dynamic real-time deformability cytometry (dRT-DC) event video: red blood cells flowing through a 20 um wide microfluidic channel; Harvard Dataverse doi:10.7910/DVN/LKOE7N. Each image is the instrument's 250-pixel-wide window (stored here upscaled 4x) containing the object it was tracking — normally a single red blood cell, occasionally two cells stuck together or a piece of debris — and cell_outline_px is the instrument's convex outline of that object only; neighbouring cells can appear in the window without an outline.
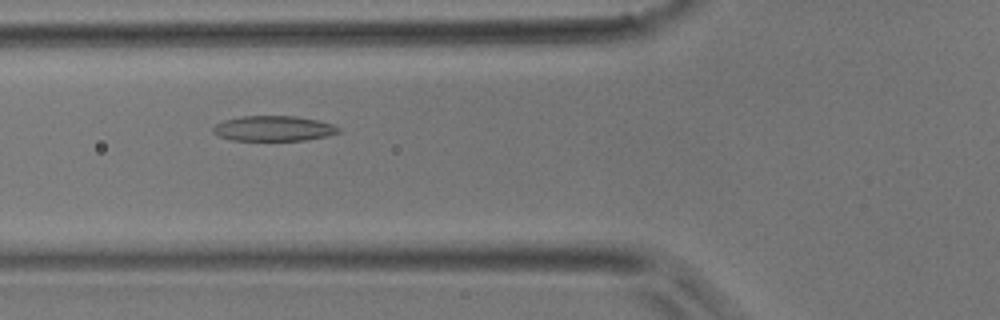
{"species": "common noctule bat (a hibernating species)", "species_latin": "Nyctalus noctula", "temperature_condition": "room temperature", "stored_images_in_passage": 38, "camera_frame_rate_fps": 3000, "um_per_image_px": 0.085, "animal": {"sex": "male", "body_mass_g": 17.9}, "frame": {"image": 1, "passage_image": 9, "time_ms": 2.667, "image_size_px": [1000, 320], "cell_outline_px": [[340, 132], [328, 136], [304, 140], [232, 140], [220, 136], [212, 132], [212, 128], [216, 124], [224, 120], [240, 116], [296, 116], [316, 120], [332, 124], [340, 128]], "centroid_in_image_um": [23.25, 10.91], "position_along_channel_um": 102.6, "area_um2": 18.38}}
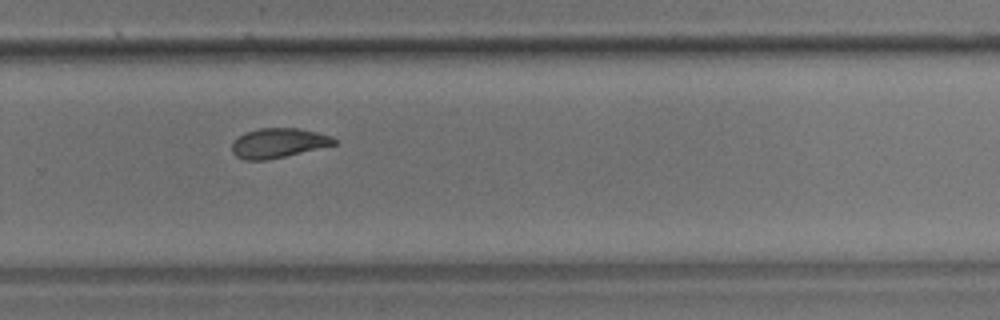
{"frame": {"image": 2, "passage_image": 23, "time_ms": 7.333, "image_size_px": [1000, 320], "cell_outline_px": [[336, 144], [284, 156], [264, 160], [244, 160], [236, 156], [232, 152], [232, 140], [244, 132], [260, 128], [300, 128], [332, 136], [336, 140]], "centroid_in_image_um": [23.61, 12.14], "position_along_channel_um": 306.2, "area_um2": 17.57}}
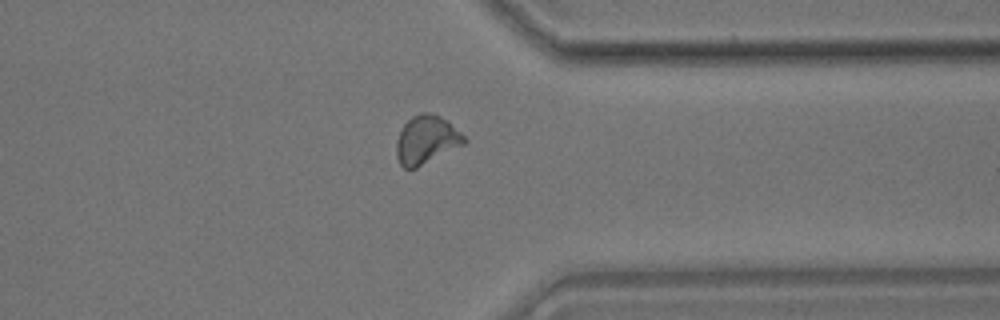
{"frame": {"image": 3, "passage_image": 28, "time_ms": 9.0, "image_size_px": [1000, 320], "cell_outline_px": [[468, 140], [464, 144], [416, 168], [404, 168], [400, 164], [396, 156], [396, 140], [400, 128], [412, 116], [420, 112], [432, 112], [440, 116], [460, 132]], "centroid_in_image_um": [36.21, 11.87], "position_along_channel_um": 375.2, "area_um2": 19.07}}